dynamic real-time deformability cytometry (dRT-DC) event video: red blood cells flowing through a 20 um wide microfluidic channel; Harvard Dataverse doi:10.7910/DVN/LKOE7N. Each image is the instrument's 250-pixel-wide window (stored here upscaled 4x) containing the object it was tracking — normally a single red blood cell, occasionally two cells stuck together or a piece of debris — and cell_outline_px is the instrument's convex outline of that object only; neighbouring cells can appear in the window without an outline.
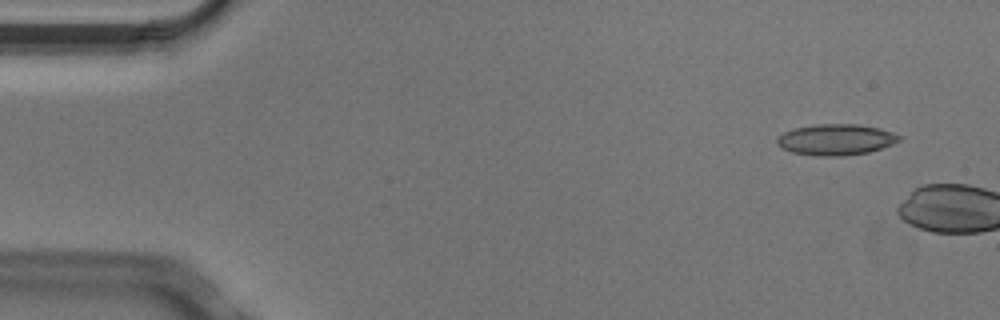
{"species": "Egyptian fruit bat (a non-hibernating species)", "species_latin": "Rousettus aegyptiacus", "temperature_condition": "cold", "stored_images_in_passage": 3, "camera_frame_rate_fps": 3000, "um_per_image_px": 0.085, "animal": {"sex": "male"}, "frame": {"image": 1, "passage_image": 1, "time_ms": 0.0, "image_size_px": [1000, 320], "cell_outline_px": [[900, 140], [892, 144], [868, 152], [840, 156], [816, 156], [792, 152], [776, 144], [776, 140], [784, 132], [792, 128], [816, 124], [856, 124], [880, 128], [892, 132], [900, 136]], "centroid_in_image_um": [71.03, 11.86], "position_along_channel_um": 14.0, "area_um2": 21.96}}